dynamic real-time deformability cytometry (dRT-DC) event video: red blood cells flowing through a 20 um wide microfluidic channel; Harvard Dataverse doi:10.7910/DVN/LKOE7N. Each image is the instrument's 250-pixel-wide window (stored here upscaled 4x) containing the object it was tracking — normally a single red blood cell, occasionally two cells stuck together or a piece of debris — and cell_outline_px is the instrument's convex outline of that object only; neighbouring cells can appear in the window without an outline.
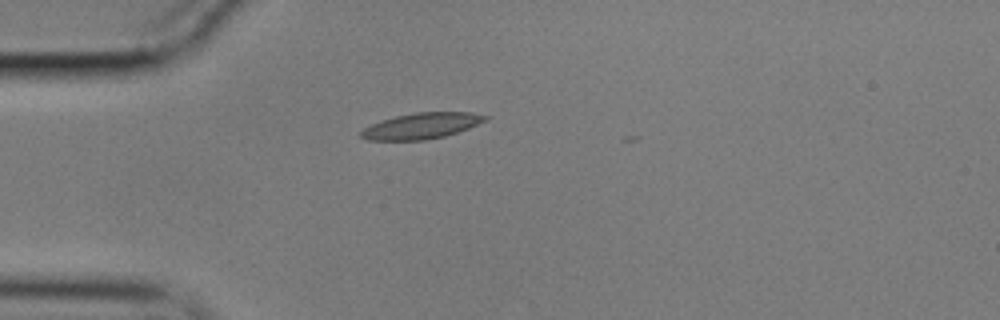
{"species": "common noctule bat (a hibernating species)", "species_latin": "Nyctalus noctula", "temperature_condition": "cold", "stored_images_in_passage": 3, "camera_frame_rate_fps": 3000, "um_per_image_px": 0.085, "animal": {"sex": "male", "body_mass_g": 17.9}, "frame": {"image": 1, "passage_image": 1, "time_ms": 0.0, "image_size_px": [1000, 320], "cell_outline_px": [[492, 116], [488, 120], [468, 128], [444, 136], [424, 140], [368, 140], [360, 136], [360, 132], [364, 128], [372, 124], [396, 116], [416, 112], [472, 112]], "centroid_in_image_um": [35.88, 10.69], "position_along_channel_um": 49.1, "area_um2": 18.67}}